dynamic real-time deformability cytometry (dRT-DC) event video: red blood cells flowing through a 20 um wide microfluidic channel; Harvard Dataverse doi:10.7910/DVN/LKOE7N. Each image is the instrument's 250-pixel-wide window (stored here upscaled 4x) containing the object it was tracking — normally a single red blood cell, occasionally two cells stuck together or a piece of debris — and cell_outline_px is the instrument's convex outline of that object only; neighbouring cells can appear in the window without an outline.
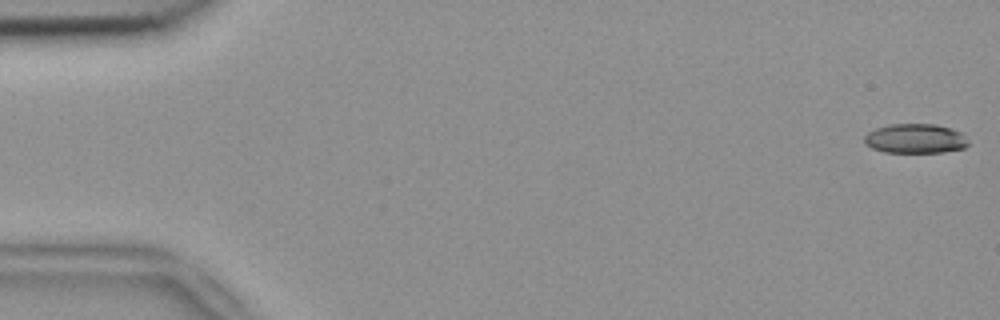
{"species": "common noctule bat (a hibernating species)", "species_latin": "Nyctalus noctula", "temperature_condition": "room temperature", "stored_images_in_passage": 54, "camera_frame_rate_fps": 3000, "um_per_image_px": 0.085, "animal": {"sex": "female", "body_mass_g": 18.4}, "frame": {"image": 1, "passage_image": 1, "time_ms": 0.0, "image_size_px": [1000, 320], "cell_outline_px": [[968, 144], [964, 148], [944, 152], [884, 152], [872, 148], [864, 144], [864, 136], [868, 132], [876, 128], [888, 124], [936, 124], [952, 128], [960, 132], [968, 140]], "centroid_in_image_um": [77.79, 11.77], "position_along_channel_um": 7.2, "area_um2": 17.98}}
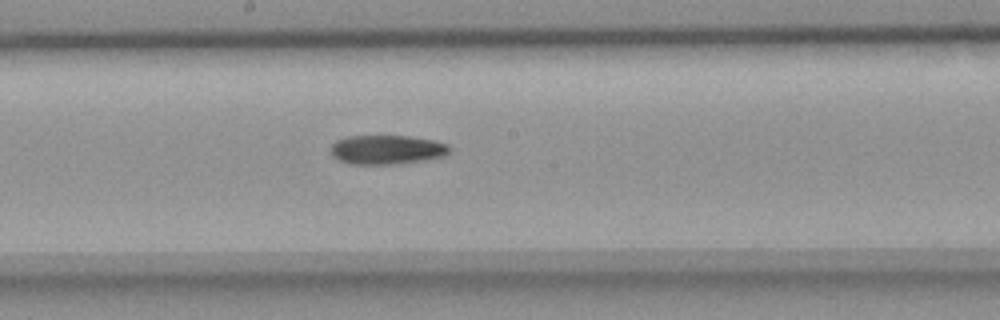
{"frame": {"image": 2, "passage_image": 29, "time_ms": 9.333, "image_size_px": [1000, 320], "cell_outline_px": [[452, 152], [444, 156], [428, 160], [400, 164], [352, 164], [340, 160], [332, 156], [332, 144], [336, 140], [348, 136], [408, 136], [432, 140], [448, 144], [452, 148]], "centroid_in_image_um": [32.95, 12.73], "position_along_channel_um": 215.3, "area_um2": 20.4}}
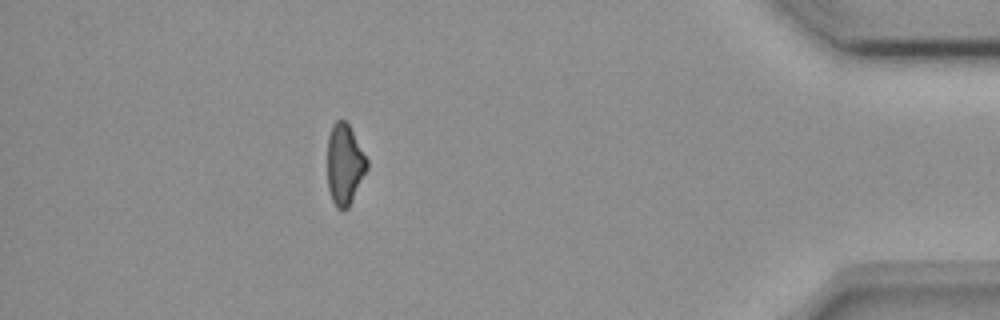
{"frame": {"image": 3, "passage_image": 48, "time_ms": 15.667, "image_size_px": [1000, 320], "cell_outline_px": [[368, 168], [348, 208], [344, 212], [340, 212], [336, 208], [332, 200], [328, 188], [328, 136], [332, 124], [336, 120], [344, 120], [348, 124], [368, 160]], "centroid_in_image_um": [29.28, 14.01], "position_along_channel_um": 405.9, "area_um2": 18.67}, "authors_computed_cell_mechanics": {"area_um2": 19.8254, "velocity_mm_per_s": 3.7908, "shape_relaxation_time_tau1_ms": 8.4586, "shape_relaxation_time_tau2_ms": null, "deformation_change_tau1": 0.1955, "deformation_change_tau2": null}}